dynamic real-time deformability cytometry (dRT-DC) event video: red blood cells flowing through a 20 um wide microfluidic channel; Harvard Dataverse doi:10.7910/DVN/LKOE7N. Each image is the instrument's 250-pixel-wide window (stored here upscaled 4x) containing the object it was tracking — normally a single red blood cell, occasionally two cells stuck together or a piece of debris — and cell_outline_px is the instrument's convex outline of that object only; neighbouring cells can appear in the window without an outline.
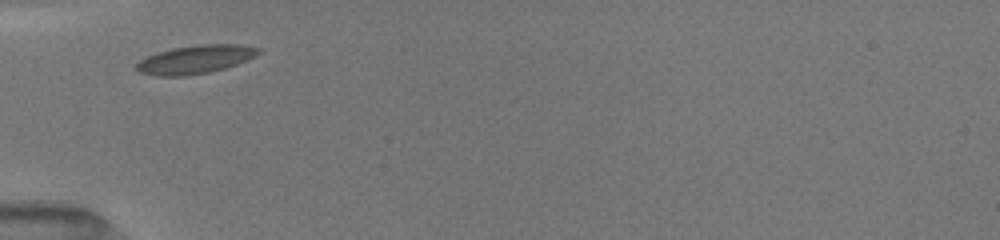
{"species": "common noctule bat (a hibernating species)", "species_latin": "Nyctalus noctula", "temperature_condition": "room temperature", "stored_images_in_passage": 16, "camera_frame_rate_fps": 3000, "um_per_image_px": 0.085, "animal": {"sex": "female", "body_mass_g": 19.5, "forearm_length_mm": 54.1}, "frame": {"image": 1, "passage_image": 1, "time_ms": 0.0, "image_size_px": [1000, 240], "cell_outline_px": [[260, 52], [236, 64], [224, 68], [208, 72], [184, 76], [160, 76], [140, 72], [136, 68], [136, 64], [140, 60], [148, 56], [172, 48], [200, 44], [240, 44], [260, 48]], "centroid_in_image_um": [16.59, 5.04], "position_along_channel_um": 68.4, "area_um2": 19.77}}
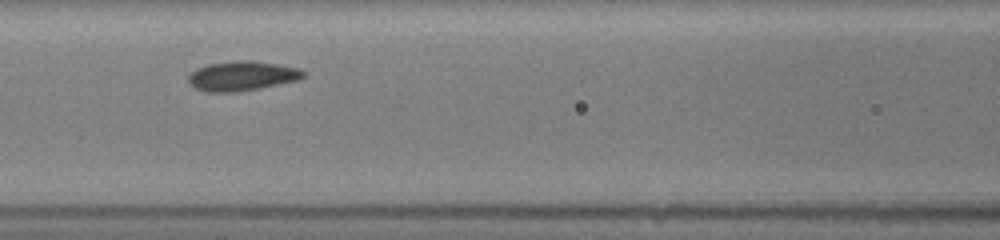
{"frame": {"image": 2, "passage_image": 11, "time_ms": 2.0, "image_size_px": [1000, 240], "cell_outline_px": [[308, 76], [300, 80], [260, 88], [232, 92], [208, 92], [196, 88], [188, 80], [188, 76], [196, 68], [208, 64], [236, 60], [248, 60], [276, 64], [296, 68], [308, 72]], "centroid_in_image_um": [20.62, 6.45], "position_along_channel_um": 146.0, "area_um2": 19.83}}
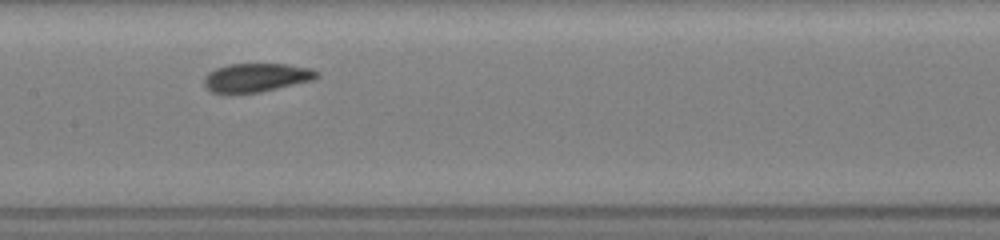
{"frame": {"image": 3, "passage_image": 15, "time_ms": 3.0, "image_size_px": [1000, 240], "cell_outline_px": [[320, 76], [312, 80], [260, 92], [228, 96], [212, 92], [204, 84], [204, 76], [208, 72], [216, 68], [228, 64], [288, 64], [312, 68], [320, 72]], "centroid_in_image_um": [21.76, 6.61], "position_along_channel_um": 185.6, "area_um2": 19.36}}